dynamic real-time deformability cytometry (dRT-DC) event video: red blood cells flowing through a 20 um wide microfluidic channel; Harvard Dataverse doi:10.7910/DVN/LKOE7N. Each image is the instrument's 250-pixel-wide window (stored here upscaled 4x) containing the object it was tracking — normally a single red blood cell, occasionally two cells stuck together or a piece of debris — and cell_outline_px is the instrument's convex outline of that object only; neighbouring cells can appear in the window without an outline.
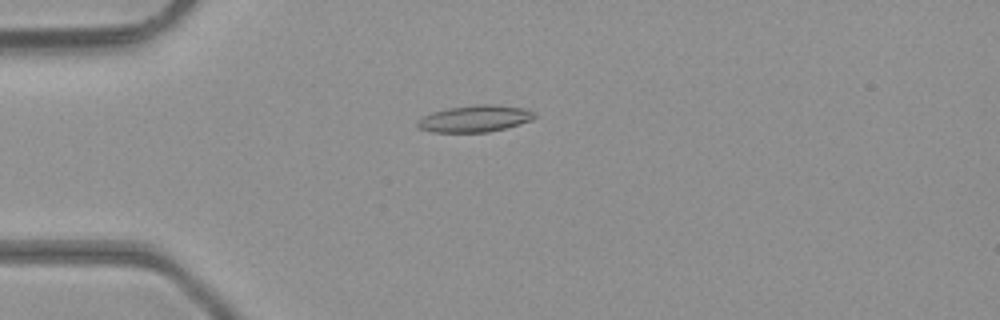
{"species": "common noctule bat (a hibernating species)", "species_latin": "Nyctalus noctula", "temperature_condition": "room temperature", "stored_images_in_passage": 2, "camera_frame_rate_fps": 3000, "um_per_image_px": 0.085, "animal": {"sex": "male", "body_mass_g": 23.1, "forearm_length_mm": 52.7}, "frame": {"image": 1, "passage_image": 1, "time_ms": 0.0, "image_size_px": [1000, 320], "cell_outline_px": [[536, 116], [532, 120], [520, 124], [488, 132], [432, 132], [420, 128], [416, 124], [416, 120], [420, 116], [432, 112], [448, 108], [476, 104], [496, 104], [528, 108]], "centroid_in_image_um": [40.35, 10.07], "position_along_channel_um": 44.7, "area_um2": 18.44}}